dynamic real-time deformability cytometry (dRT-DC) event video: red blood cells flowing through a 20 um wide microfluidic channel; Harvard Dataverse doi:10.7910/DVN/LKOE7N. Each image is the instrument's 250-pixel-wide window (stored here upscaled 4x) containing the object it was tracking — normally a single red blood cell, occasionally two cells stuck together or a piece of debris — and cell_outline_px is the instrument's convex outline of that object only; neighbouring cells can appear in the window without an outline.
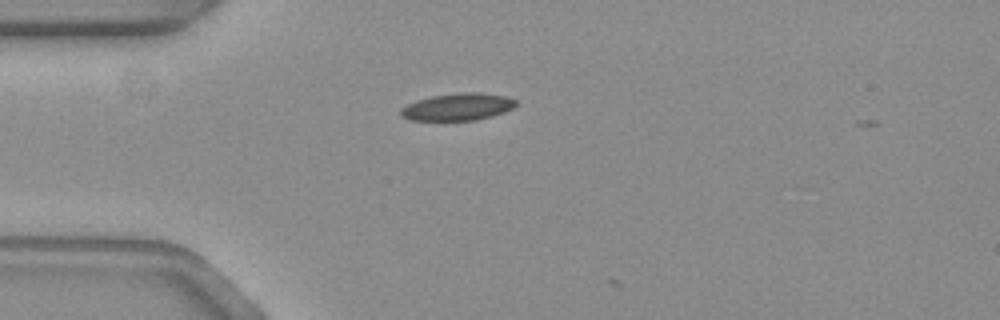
{"species": "common noctule bat (a hibernating species)", "species_latin": "Nyctalus noctula", "temperature_condition": "warm", "stored_images_in_passage": 2, "camera_frame_rate_fps": 3000, "um_per_image_px": 0.085, "animal": {"sex": "female", "body_mass_g": 19.3, "forearm_length_mm": 54.1}, "frame": {"image": 1, "passage_image": 1, "time_ms": 0.0, "image_size_px": [1000, 320], "cell_outline_px": [[516, 104], [512, 108], [504, 112], [492, 116], [476, 120], [408, 120], [400, 116], [400, 108], [416, 100], [432, 96], [460, 92], [480, 92], [508, 96], [516, 100]], "centroid_in_image_um": [38.9, 9.08], "position_along_channel_um": 46.1, "area_um2": 18.38}}